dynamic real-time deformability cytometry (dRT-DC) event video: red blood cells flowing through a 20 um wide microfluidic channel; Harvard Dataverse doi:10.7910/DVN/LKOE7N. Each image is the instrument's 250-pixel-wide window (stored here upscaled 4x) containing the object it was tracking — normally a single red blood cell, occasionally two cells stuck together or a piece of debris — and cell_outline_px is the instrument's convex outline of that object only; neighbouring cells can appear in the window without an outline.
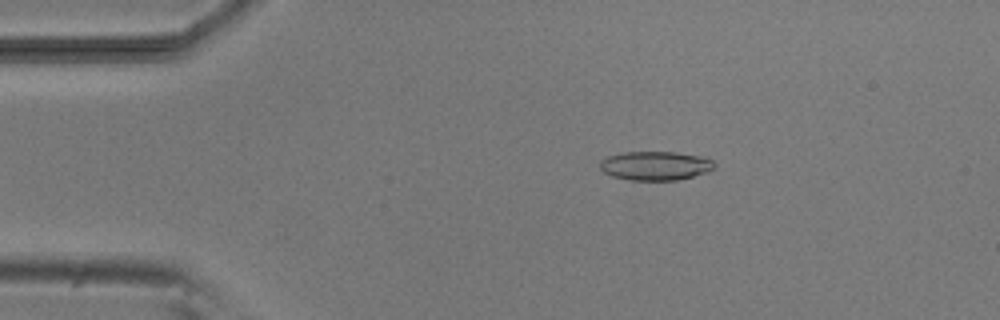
{"species": "common noctule bat (a hibernating species)", "species_latin": "Nyctalus noctula", "temperature_condition": "room temperature", "stored_images_in_passage": 4, "camera_frame_rate_fps": 3000, "um_per_image_px": 0.085, "animal": {"sex": "male", "body_mass_g": 20.5, "forearm_length_mm": 52.5}, "frame": {"image": 1, "passage_image": 2, "time_ms": 1.0, "image_size_px": [1000, 320], "cell_outline_px": [[716, 168], [692, 176], [676, 180], [628, 180], [612, 176], [604, 172], [600, 168], [600, 160], [608, 156], [624, 152], [676, 152], [700, 156], [712, 160], [716, 164]], "centroid_in_image_um": [55.69, 14.08], "position_along_channel_um": 29.3, "area_um2": 19.25}}
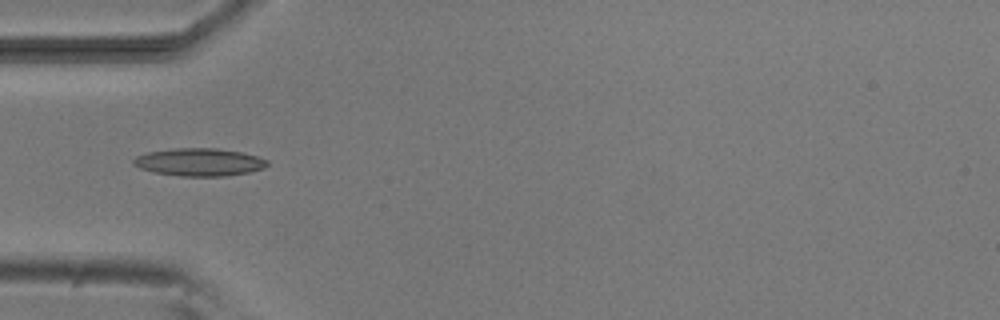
{"frame": {"image": 2, "passage_image": 4, "time_ms": 3.333, "image_size_px": [1000, 320], "cell_outline_px": [[268, 164], [264, 168], [248, 172], [224, 176], [180, 176], [156, 172], [140, 168], [132, 164], [132, 160], [136, 156], [148, 152], [176, 148], [216, 148], [240, 152], [256, 156], [268, 160]], "centroid_in_image_um": [16.93, 13.78], "position_along_channel_um": 68.1, "area_um2": 21.44}}